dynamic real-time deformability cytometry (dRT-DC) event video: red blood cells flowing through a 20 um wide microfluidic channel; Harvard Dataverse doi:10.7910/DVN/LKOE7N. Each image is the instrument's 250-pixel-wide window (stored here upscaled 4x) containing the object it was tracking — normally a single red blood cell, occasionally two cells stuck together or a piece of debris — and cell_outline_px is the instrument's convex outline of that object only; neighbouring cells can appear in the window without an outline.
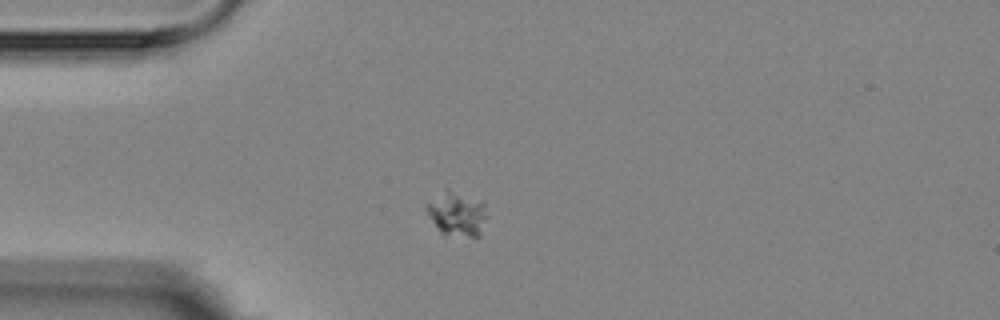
{"species": "Egyptian fruit bat (a non-hibernating species)", "species_latin": "Rousettus aegyptiacus", "temperature_condition": "room temperature", "stored_images_in_passage": 3, "camera_frame_rate_fps": 3000, "um_per_image_px": 0.085, "animal": {"sex": "female"}, "frame": {"image": 1, "passage_image": 1, "time_ms": 0.0, "image_size_px": [1000, 320], "cell_outline_px": [[484, 216], [480, 236], [444, 236], [440, 232], [424, 208], [424, 204], [448, 188], [484, 204]], "centroid_in_image_um": [38.76, 18.2], "position_along_channel_um": 46.2, "area_um2": 15.14}}
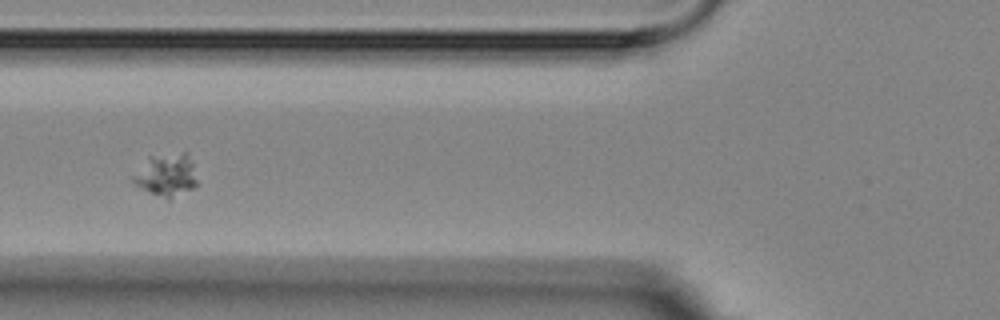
{"frame": {"image": 2, "passage_image": 3, "time_ms": 2.333, "image_size_px": [1000, 320], "cell_outline_px": [[200, 184], [168, 200], [148, 192], [136, 184], [132, 180], [132, 176], [148, 156], [184, 152], [188, 152]], "centroid_in_image_um": [14.18, 14.87], "position_along_channel_um": 111.6, "area_um2": 16.07}}